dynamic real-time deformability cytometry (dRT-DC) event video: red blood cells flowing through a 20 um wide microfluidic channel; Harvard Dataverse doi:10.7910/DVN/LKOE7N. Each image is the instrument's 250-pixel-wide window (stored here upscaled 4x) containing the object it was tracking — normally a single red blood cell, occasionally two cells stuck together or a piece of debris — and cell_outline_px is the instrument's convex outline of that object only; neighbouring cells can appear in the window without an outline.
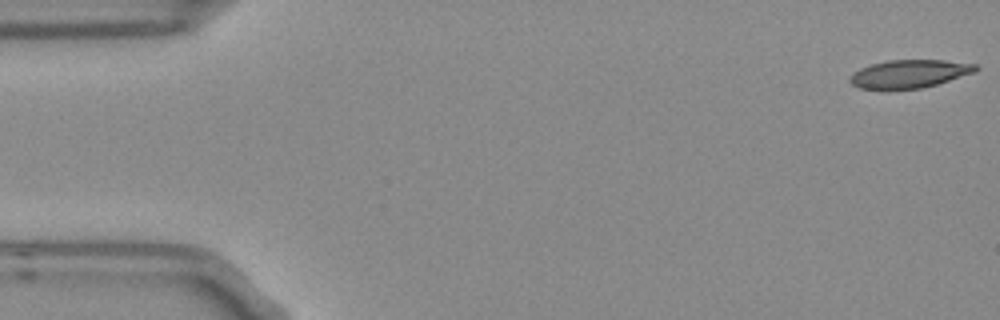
{"species": "Egyptian fruit bat (a non-hibernating species)", "species_latin": "Rousettus aegyptiacus", "temperature_condition": "room temperature", "stored_images_in_passage": 6, "camera_frame_rate_fps": 3000, "um_per_image_px": 0.085, "frame": {"image": 1, "passage_image": 1, "time_ms": 0.0, "image_size_px": [1000, 320], "cell_outline_px": [[980, 68], [976, 72], [924, 88], [888, 92], [860, 88], [852, 84], [848, 80], [860, 68], [872, 64], [888, 60], [944, 60], [976, 64]], "centroid_in_image_um": [77.3, 6.32], "position_along_channel_um": 7.7, "area_um2": 21.21}}
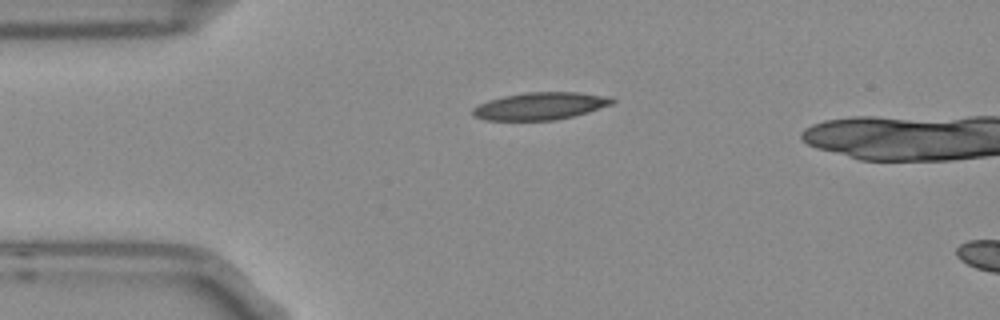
{"frame": {"image": 2, "passage_image": 4, "time_ms": 1.0, "image_size_px": [1000, 320], "cell_outline_px": [[616, 100], [612, 104], [588, 112], [556, 120], [484, 120], [476, 116], [472, 112], [472, 108], [488, 100], [504, 96], [524, 92], [580, 92], [604, 96]], "centroid_in_image_um": [45.91, 9.01], "position_along_channel_um": 39.1, "area_um2": 22.08}}